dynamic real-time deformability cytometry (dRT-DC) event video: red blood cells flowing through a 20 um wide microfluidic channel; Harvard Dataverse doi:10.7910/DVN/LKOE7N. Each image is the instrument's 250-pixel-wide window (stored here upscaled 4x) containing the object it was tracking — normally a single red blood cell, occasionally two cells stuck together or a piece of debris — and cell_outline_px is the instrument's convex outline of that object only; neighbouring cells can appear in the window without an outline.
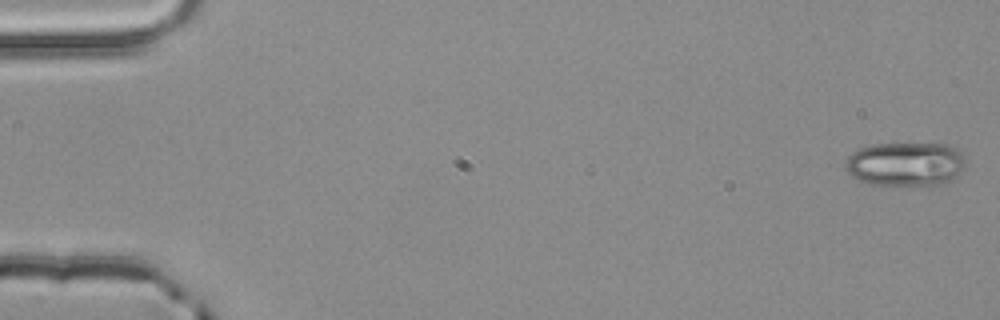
{"species": "common noctule bat (a hibernating species)", "species_latin": "Nyctalus noctula", "temperature_condition": "room temperature", "stored_images_in_passage": 4, "camera_frame_rate_fps": 3000, "um_per_image_px": 0.085, "animal": {"sex": "male", "body_mass_g": 20.4}, "frame": {"image": 1, "passage_image": 1, "time_ms": 0.0, "image_size_px": [1000, 320], "cell_outline_px": [[964, 168], [952, 180], [936, 184], [872, 184], [860, 180], [852, 176], [844, 168], [848, 156], [856, 148], [872, 144], [948, 144], [956, 148], [960, 152], [964, 160]], "centroid_in_image_um": [76.94, 13.92], "position_along_channel_um": 8.1, "area_um2": 30.52}}